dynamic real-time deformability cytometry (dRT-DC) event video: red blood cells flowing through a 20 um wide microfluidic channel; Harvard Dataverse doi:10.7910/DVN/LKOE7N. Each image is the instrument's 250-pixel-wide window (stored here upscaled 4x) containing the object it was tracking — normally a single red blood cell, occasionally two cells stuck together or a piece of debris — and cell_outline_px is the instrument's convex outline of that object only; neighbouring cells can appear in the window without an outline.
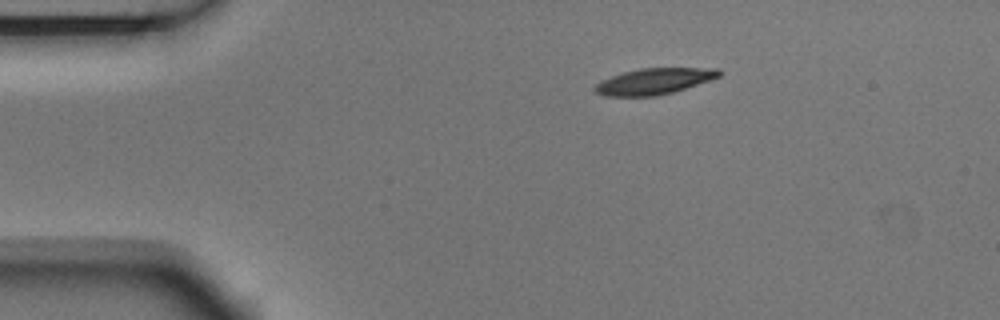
{"species": "Egyptian fruit bat (a non-hibernating species)", "species_latin": "Rousettus aegyptiacus", "temperature_condition": "room temperature", "stored_images_in_passage": 7, "camera_frame_rate_fps": 3000, "um_per_image_px": 0.085, "animal": {"sex": "male"}, "frame": {"image": 1, "passage_image": 1, "time_ms": 0.0, "image_size_px": [1000, 320], "cell_outline_px": [[724, 72], [720, 76], [672, 92], [656, 96], [604, 96], [596, 92], [592, 88], [600, 80], [624, 72], [640, 68], [720, 68]], "centroid_in_image_um": [55.58, 6.9], "position_along_channel_um": 29.4, "area_um2": 18.79}}
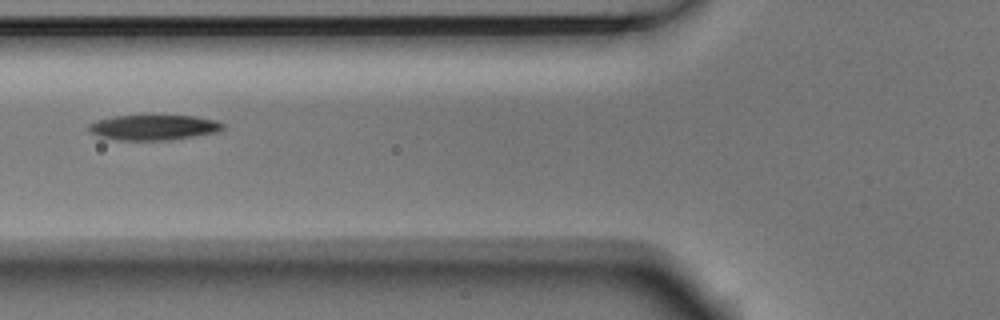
{"frame": {"image": 2, "passage_image": 4, "time_ms": 1.0, "image_size_px": [1000, 320], "cell_outline_px": [[224, 128], [216, 132], [168, 140], [120, 140], [100, 136], [92, 132], [88, 128], [88, 124], [96, 120], [112, 116], [196, 116], [216, 120], [224, 124]], "centroid_in_image_um": [13.06, 10.82], "position_along_channel_um": 112.7, "area_um2": 19.48}}
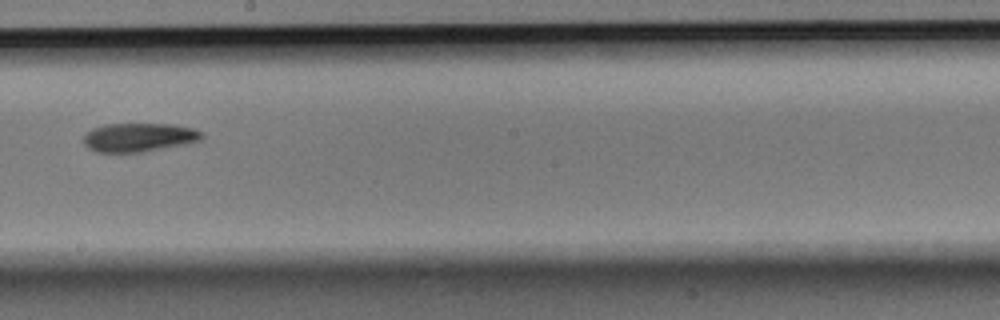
{"frame": {"image": 3, "passage_image": 7, "time_ms": 2.0, "image_size_px": [1000, 320], "cell_outline_px": [[204, 136], [200, 140], [184, 144], [140, 152], [96, 152], [88, 148], [84, 144], [84, 136], [92, 128], [104, 124], [172, 124], [192, 128], [204, 132]], "centroid_in_image_um": [11.8, 11.67], "position_along_channel_um": 236.4, "area_um2": 19.71}}